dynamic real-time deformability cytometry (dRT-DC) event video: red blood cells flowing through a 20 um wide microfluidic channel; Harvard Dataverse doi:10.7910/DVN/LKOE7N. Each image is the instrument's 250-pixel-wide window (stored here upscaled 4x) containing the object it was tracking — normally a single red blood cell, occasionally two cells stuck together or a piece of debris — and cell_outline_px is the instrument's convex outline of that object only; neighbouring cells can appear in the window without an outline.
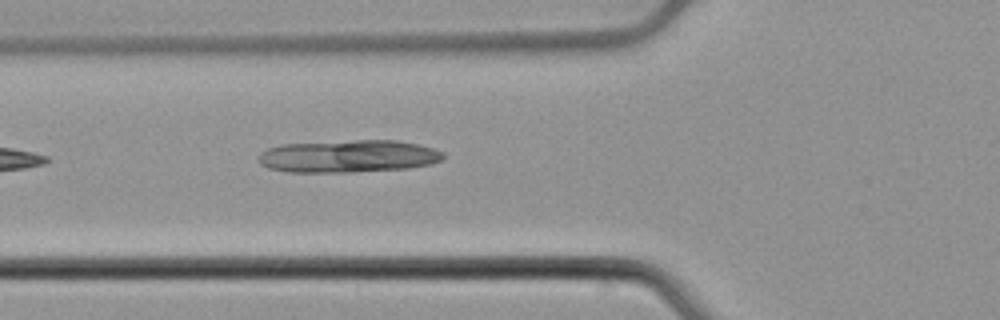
{"species": "common noctule bat (a hibernating species)", "species_latin": "Nyctalus noctula", "temperature_condition": "cold", "stored_images_in_passage": 3, "camera_frame_rate_fps": 3000, "um_per_image_px": 0.085, "animal": {"sex": "male", "body_mass_g": 21.5, "forearm_length_mm": 52.0}, "frame": {"image": 1, "passage_image": 3, "time_ms": 0.667, "image_size_px": [1000, 320], "cell_outline_px": [[444, 156], [440, 160], [432, 164], [408, 168], [352, 172], [288, 172], [268, 168], [260, 164], [260, 152], [268, 148], [284, 144], [356, 140], [396, 140], [416, 144], [432, 148], [444, 152]], "centroid_in_image_um": [29.61, 13.28], "position_along_channel_um": 96.2, "area_um2": 34.91}}